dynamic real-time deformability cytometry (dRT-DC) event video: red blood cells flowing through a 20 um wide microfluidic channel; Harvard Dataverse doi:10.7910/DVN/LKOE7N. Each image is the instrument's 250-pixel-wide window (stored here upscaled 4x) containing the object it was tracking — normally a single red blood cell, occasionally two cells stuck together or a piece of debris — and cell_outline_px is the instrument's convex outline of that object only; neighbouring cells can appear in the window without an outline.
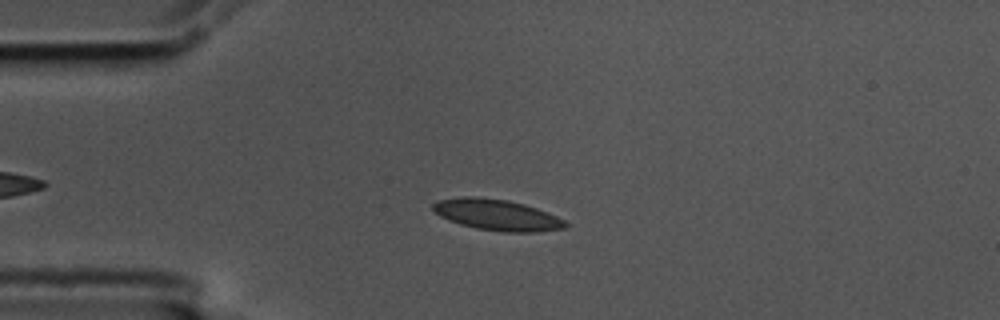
{"species": "common noctule bat (a hibernating species)", "species_latin": "Nyctalus noctula", "temperature_condition": "cold", "stored_images_in_passage": 57, "camera_frame_rate_fps": 3000, "um_per_image_px": 0.085, "animal": {"sex": "male", "body_mass_g": 17.5, "forearm_length_mm": 52.3}, "frame": {"image": 1, "passage_image": 14, "time_ms": 4.333, "image_size_px": [1000, 320], "cell_outline_px": [[568, 224], [564, 228], [536, 232], [504, 232], [476, 228], [460, 224], [448, 220], [440, 216], [432, 208], [432, 204], [436, 200], [460, 196], [476, 196], [508, 200], [524, 204], [536, 208], [556, 216], [564, 220]], "centroid_in_image_um": [42.2, 18.25], "position_along_channel_um": 42.8, "area_um2": 23.99}}
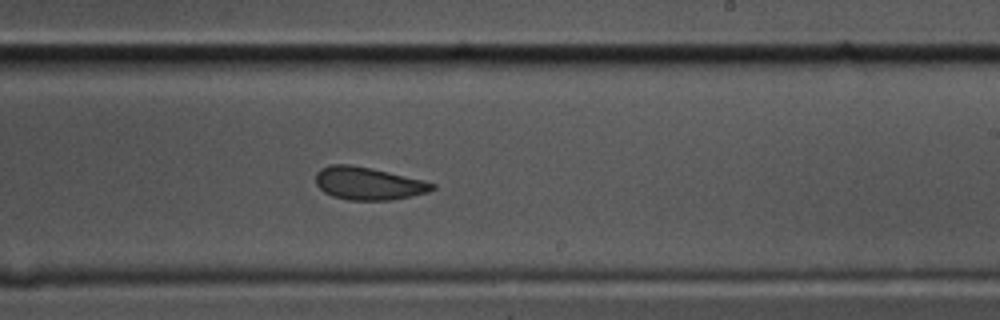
{"frame": {"image": 2, "passage_image": 34, "time_ms": 11.0, "image_size_px": [1000, 320], "cell_outline_px": [[436, 188], [428, 192], [388, 200], [348, 200], [332, 196], [324, 192], [316, 184], [316, 172], [320, 168], [328, 164], [352, 164], [372, 168], [424, 180], [436, 184]], "centroid_in_image_um": [31.28, 15.57], "position_along_channel_um": 257.7, "area_um2": 22.31}}
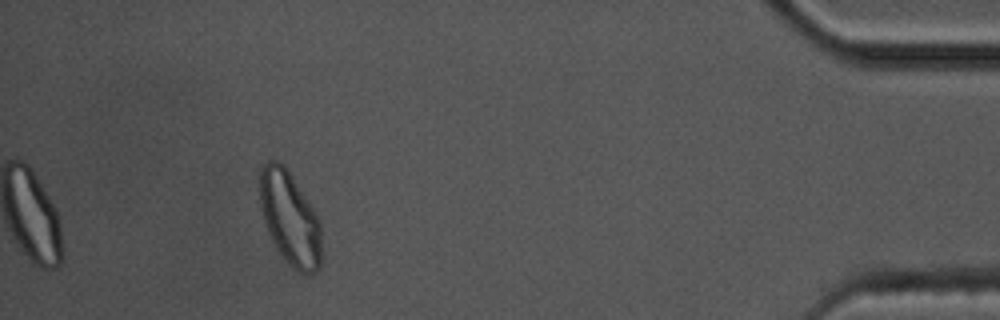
{"frame": {"image": 3, "passage_image": 52, "time_ms": 17.0, "image_size_px": [1000, 320], "cell_outline_px": [[320, 268], [316, 272], [300, 272], [292, 268], [288, 264], [276, 248], [268, 232], [264, 220], [260, 204], [260, 168], [268, 160], [276, 160], [284, 164], [316, 212], [320, 220]], "centroid_in_image_um": [24.63, 18.53], "position_along_channel_um": 410.6, "area_um2": 33.47}, "authors_computed_cell_mechanics": {"area_um2": 22.831, "velocity_mm_per_s": 3.5443, "shape_relaxation_time_tau1_ms": 7.7299, "shape_relaxation_time_tau2_ms": 1.7437, "deformation_change_tau1": 0.1426, "deformation_change_tau2": 0.0489}}